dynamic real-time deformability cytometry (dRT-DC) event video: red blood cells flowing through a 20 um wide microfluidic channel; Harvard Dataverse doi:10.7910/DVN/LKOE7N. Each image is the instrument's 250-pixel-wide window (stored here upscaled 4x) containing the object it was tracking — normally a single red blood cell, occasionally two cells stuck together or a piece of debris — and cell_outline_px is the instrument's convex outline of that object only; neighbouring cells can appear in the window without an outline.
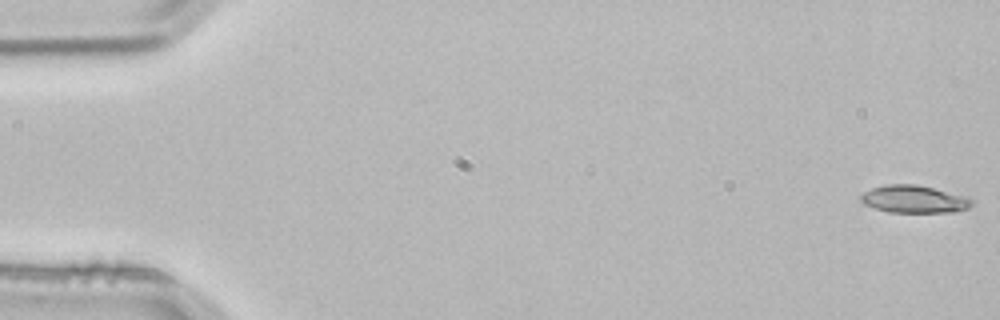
{"species": "common noctule bat (a hibernating species)", "species_latin": "Nyctalus noctula", "temperature_condition": "room temperature", "stored_images_in_passage": 3, "camera_frame_rate_fps": 3000, "um_per_image_px": 0.085, "animal": {"sex": "male", "body_mass_g": 21.5, "forearm_length_mm": 52.0}, "frame": {"image": 1, "passage_image": 1, "time_ms": 0.0, "image_size_px": [1000, 320], "cell_outline_px": [[972, 204], [968, 208], [956, 212], [888, 212], [864, 204], [860, 200], [860, 196], [864, 192], [872, 188], [888, 184], [916, 184], [968, 196], [972, 200]], "centroid_in_image_um": [77.72, 16.93], "position_along_channel_um": 7.3, "area_um2": 17.8}}